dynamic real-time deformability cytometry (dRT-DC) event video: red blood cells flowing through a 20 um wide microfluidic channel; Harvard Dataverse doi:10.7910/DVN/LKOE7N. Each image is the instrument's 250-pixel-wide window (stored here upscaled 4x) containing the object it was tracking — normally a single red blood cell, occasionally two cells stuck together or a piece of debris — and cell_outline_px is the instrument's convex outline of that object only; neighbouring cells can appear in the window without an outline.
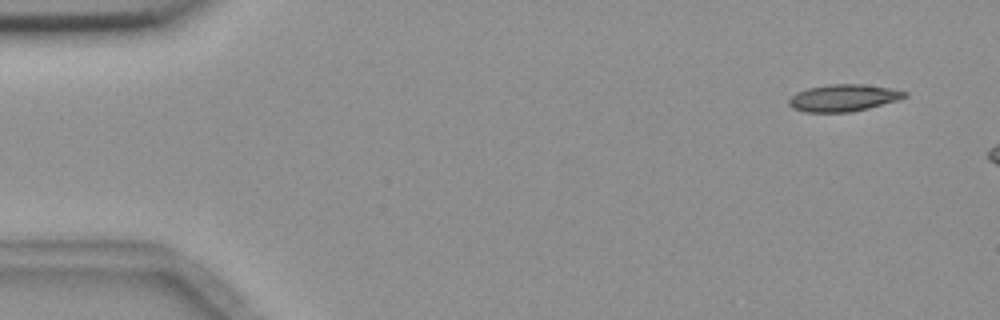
{"species": "common noctule bat (a hibernating species)", "species_latin": "Nyctalus noctula", "temperature_condition": "room temperature", "stored_images_in_passage": 3, "camera_frame_rate_fps": 3000, "um_per_image_px": 0.085, "animal": {"sex": "female", "body_mass_g": 18.4}, "frame": {"image": 1, "passage_image": 1, "time_ms": 0.0, "image_size_px": [1000, 320], "cell_outline_px": [[908, 96], [896, 100], [868, 108], [848, 112], [804, 112], [792, 108], [788, 104], [788, 100], [796, 92], [808, 88], [828, 84], [860, 84], [888, 88], [908, 92]], "centroid_in_image_um": [71.64, 8.32], "position_along_channel_um": 13.4, "area_um2": 18.03}}